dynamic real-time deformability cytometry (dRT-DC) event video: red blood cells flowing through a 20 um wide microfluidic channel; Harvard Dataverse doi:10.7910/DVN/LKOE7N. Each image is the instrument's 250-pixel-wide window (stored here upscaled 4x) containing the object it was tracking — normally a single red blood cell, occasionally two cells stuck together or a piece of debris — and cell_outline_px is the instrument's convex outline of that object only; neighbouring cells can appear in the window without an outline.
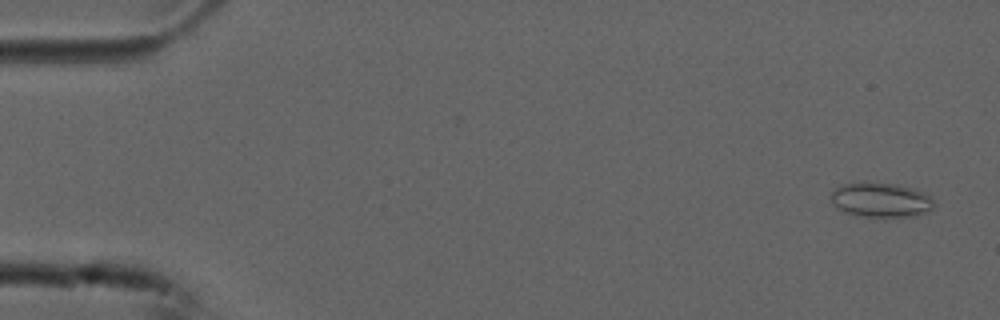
{"species": "common noctule bat (a hibernating species)", "species_latin": "Nyctalus noctula", "temperature_condition": "cold", "stored_images_in_passage": 17, "camera_frame_rate_fps": 3000, "um_per_image_px": 0.085, "animal": {"sex": "male", "forearm_length_mm": 52.5}, "frame": {"image": 1, "passage_image": 3, "time_ms": 0.667, "image_size_px": [1000, 320], "cell_outline_px": [[936, 204], [928, 212], [912, 216], [856, 216], [844, 212], [836, 208], [832, 204], [832, 192], [840, 184], [860, 180], [896, 184], [912, 188], [928, 196]], "centroid_in_image_um": [74.8, 16.97], "position_along_channel_um": 10.2, "area_um2": 21.04}}